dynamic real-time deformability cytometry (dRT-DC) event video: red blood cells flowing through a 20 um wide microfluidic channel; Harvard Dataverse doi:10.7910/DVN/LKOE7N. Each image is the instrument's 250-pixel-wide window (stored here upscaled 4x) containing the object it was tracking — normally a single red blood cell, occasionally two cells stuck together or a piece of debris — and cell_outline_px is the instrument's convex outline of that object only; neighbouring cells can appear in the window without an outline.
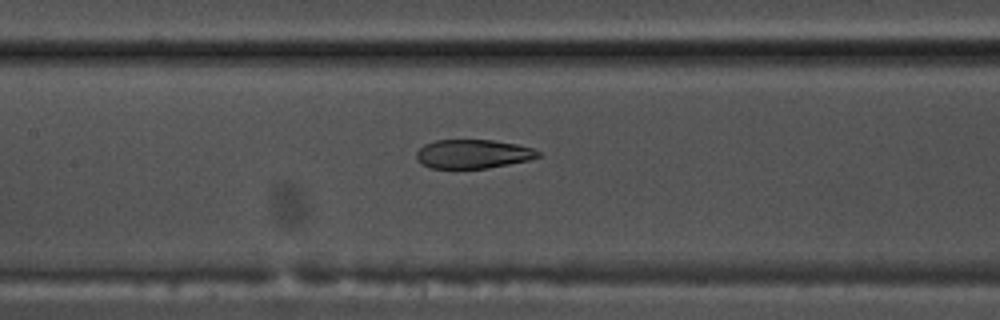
{"species": "common noctule bat (a hibernating species)", "species_latin": "Nyctalus noctula", "temperature_condition": "warm", "stored_images_in_passage": 21, "camera_frame_rate_fps": 3000, "um_per_image_px": 0.085, "animal": {"sex": "male", "body_mass_g": 17.5, "forearm_length_mm": 52.3}, "frame": {"image": 1, "passage_image": 15, "time_ms": 4.667, "image_size_px": [1000, 320], "cell_outline_px": [[540, 156], [528, 160], [488, 168], [428, 168], [420, 164], [416, 160], [416, 152], [424, 144], [436, 140], [492, 140], [516, 144], [532, 148], [540, 152]], "centroid_in_image_um": [40.15, 13.09], "position_along_channel_um": 167.2, "area_um2": 20.52}}
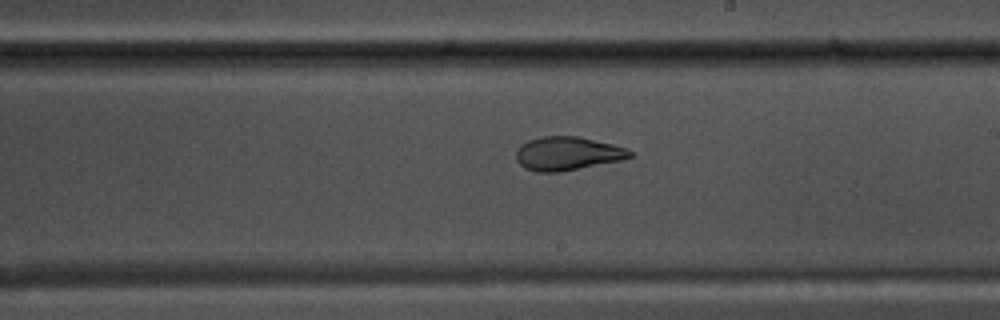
{"frame": {"image": 2, "passage_image": 21, "time_ms": 6.667, "image_size_px": [1000, 320], "cell_outline_px": [[632, 156], [620, 160], [560, 172], [536, 172], [524, 168], [516, 160], [516, 152], [520, 144], [528, 140], [540, 136], [580, 136], [628, 148], [632, 152]], "centroid_in_image_um": [48.2, 13.04], "position_along_channel_um": 240.8, "area_um2": 22.37}}